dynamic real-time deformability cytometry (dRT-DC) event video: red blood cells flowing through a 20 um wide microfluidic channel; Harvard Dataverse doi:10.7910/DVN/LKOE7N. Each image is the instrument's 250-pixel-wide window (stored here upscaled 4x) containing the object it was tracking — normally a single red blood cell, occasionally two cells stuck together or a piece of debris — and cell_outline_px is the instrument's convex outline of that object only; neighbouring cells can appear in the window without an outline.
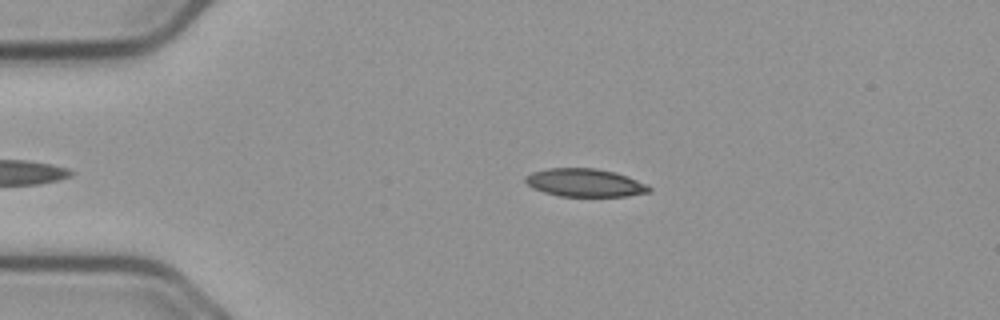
{"species": "common noctule bat (a hibernating species)", "species_latin": "Nyctalus noctula", "temperature_condition": "cold", "stored_images_in_passage": 42, "camera_frame_rate_fps": 3000, "um_per_image_px": 0.085, "animal": {"sex": "male", "body_mass_g": 23.1, "forearm_length_mm": 52.7}, "frame": {"image": 1, "passage_image": 5, "time_ms": 1.333, "image_size_px": [1000, 320], "cell_outline_px": [[652, 192], [628, 196], [560, 196], [544, 192], [532, 188], [524, 180], [524, 176], [532, 172], [548, 168], [596, 168], [616, 172], [628, 176], [652, 188]], "centroid_in_image_um": [49.71, 15.53], "position_along_channel_um": 35.3, "area_um2": 20.29}}
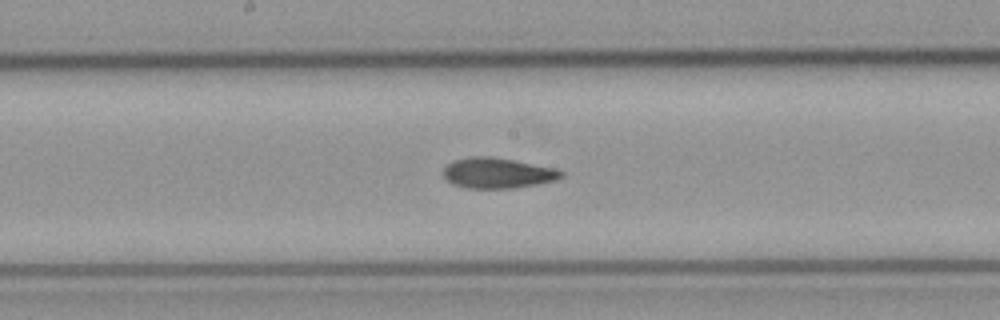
{"frame": {"image": 2, "passage_image": 22, "time_ms": 7.0, "image_size_px": [1000, 320], "cell_outline_px": [[564, 176], [556, 180], [536, 184], [512, 188], [468, 188], [452, 184], [444, 176], [444, 168], [452, 160], [468, 156], [492, 156], [556, 168], [564, 172]], "centroid_in_image_um": [42.29, 14.69], "position_along_channel_um": 205.9, "area_um2": 20.98}}
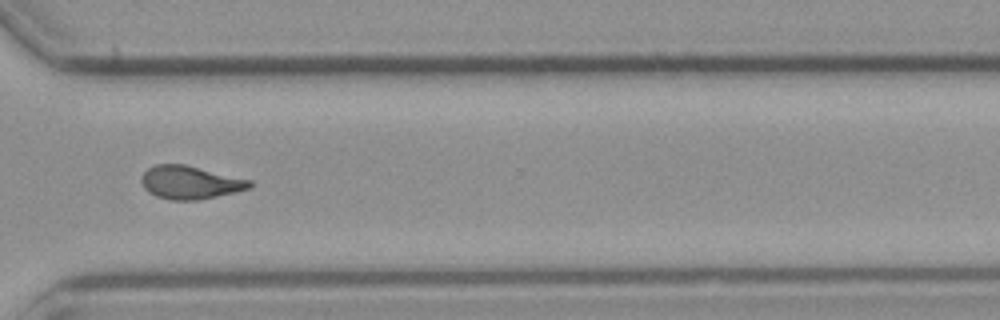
{"frame": {"image": 3, "passage_image": 34, "time_ms": 11.0, "image_size_px": [1000, 320], "cell_outline_px": [[252, 188], [236, 192], [200, 200], [172, 200], [156, 196], [148, 192], [144, 188], [140, 180], [140, 176], [148, 168], [156, 164], [184, 164], [252, 180]], "centroid_in_image_um": [16.16, 15.51], "position_along_channel_um": 354.4, "area_um2": 21.1}, "authors_computed_cell_mechanics": {"area_um2": 20.5768, "velocity_mm_per_s": 3.7241, "shape_relaxation_time_tau1_ms": 7.8378, "shape_relaxation_time_tau2_ms": 3.6082, "deformation_change_tau1": 0.1783, "deformation_change_tau2": 0.0948}}